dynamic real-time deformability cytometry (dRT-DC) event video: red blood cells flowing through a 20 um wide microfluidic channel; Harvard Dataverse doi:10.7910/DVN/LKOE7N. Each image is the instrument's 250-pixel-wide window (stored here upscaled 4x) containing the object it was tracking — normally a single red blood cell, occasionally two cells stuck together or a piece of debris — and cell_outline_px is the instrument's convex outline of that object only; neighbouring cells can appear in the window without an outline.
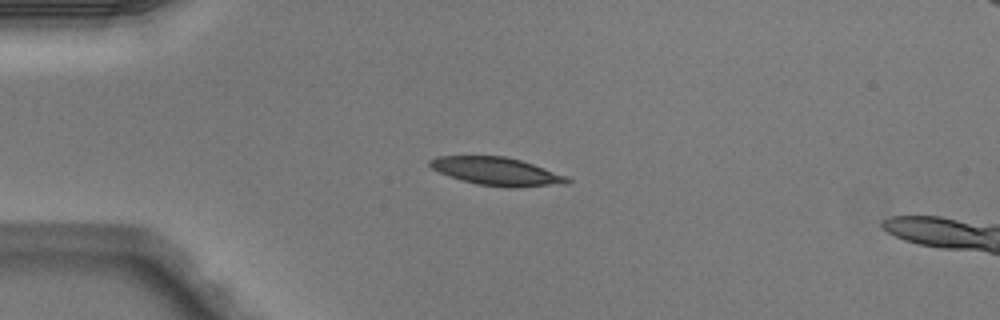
{"species": "Egyptian fruit bat (a non-hibernating species)", "species_latin": "Rousettus aegyptiacus", "temperature_condition": "warm", "stored_images_in_passage": 5, "camera_frame_rate_fps": 3000, "um_per_image_px": 0.085, "animal": {"sex": "male"}, "frame": {"image": 1, "passage_image": 3, "time_ms": 0.667, "image_size_px": [1000, 320], "cell_outline_px": [[572, 180], [568, 184], [516, 188], [508, 188], [476, 184], [448, 176], [432, 168], [428, 164], [428, 160], [436, 156], [504, 156], [520, 160], [568, 176]], "centroid_in_image_um": [42.25, 14.58], "position_along_channel_um": 42.8, "area_um2": 22.66}}
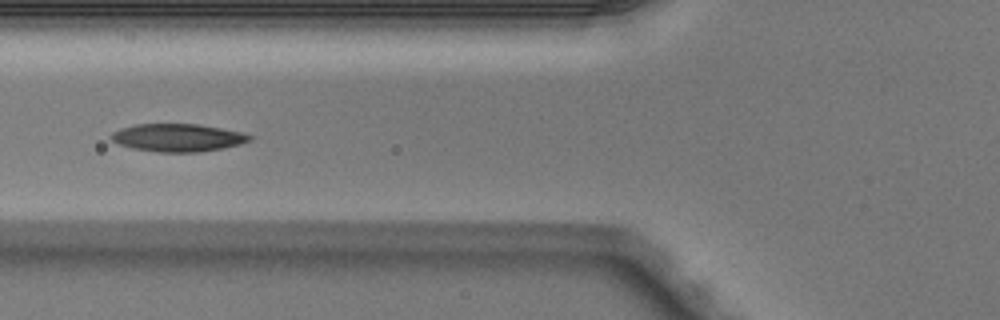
{"frame": {"image": 2, "passage_image": 5, "time_ms": 1.333, "image_size_px": [1000, 320], "cell_outline_px": [[252, 140], [240, 144], [224, 148], [200, 152], [160, 152], [132, 148], [120, 144], [112, 140], [108, 136], [112, 132], [120, 128], [136, 124], [196, 124], [220, 128], [240, 132], [252, 136]], "centroid_in_image_um": [15.09, 11.7], "position_along_channel_um": 110.7, "area_um2": 22.37}}